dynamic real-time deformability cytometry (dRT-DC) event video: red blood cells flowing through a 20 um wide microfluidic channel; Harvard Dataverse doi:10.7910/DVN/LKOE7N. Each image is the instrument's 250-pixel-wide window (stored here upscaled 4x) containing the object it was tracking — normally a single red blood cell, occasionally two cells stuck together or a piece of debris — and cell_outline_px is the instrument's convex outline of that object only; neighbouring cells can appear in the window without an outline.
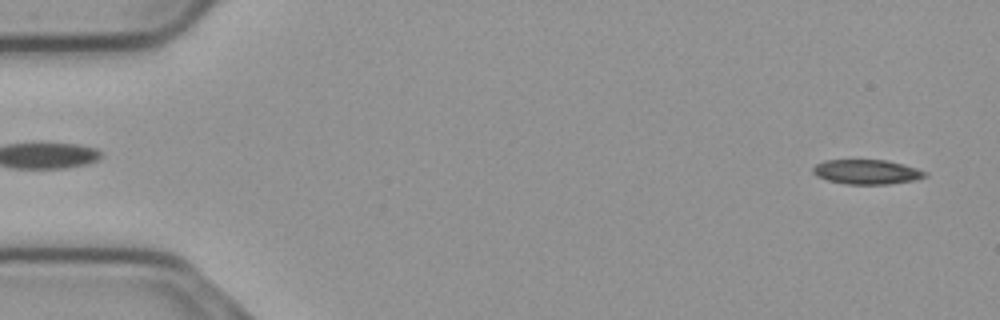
{"species": "common noctule bat (a hibernating species)", "species_latin": "Nyctalus noctula", "temperature_condition": "cold", "stored_images_in_passage": 52, "camera_frame_rate_fps": 3000, "um_per_image_px": 0.085, "animal": {"sex": "male", "body_mass_g": 23.1, "forearm_length_mm": 52.7}, "frame": {"image": 1, "passage_image": 2, "time_ms": 0.333, "image_size_px": [1000, 320], "cell_outline_px": [[928, 172], [924, 176], [912, 180], [888, 184], [844, 184], [828, 180], [812, 172], [812, 168], [816, 164], [824, 160], [884, 160], [916, 168]], "centroid_in_image_um": [73.63, 14.61], "position_along_channel_um": 11.4, "area_um2": 15.72}}
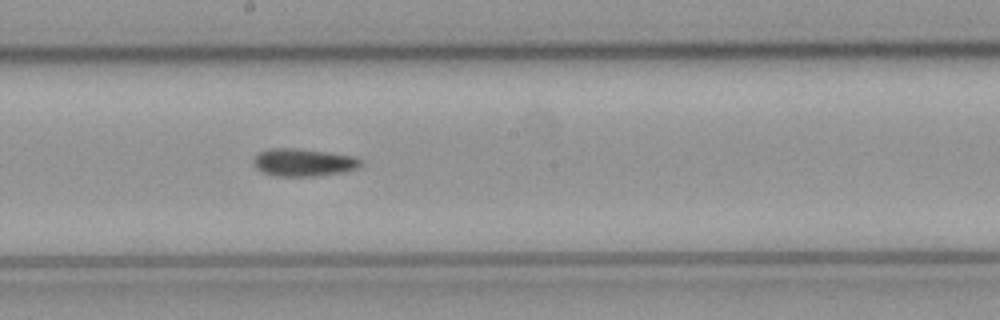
{"frame": {"image": 2, "passage_image": 29, "time_ms": 9.333, "image_size_px": [1000, 320], "cell_outline_px": [[364, 164], [360, 168], [344, 172], [316, 176], [276, 176], [264, 172], [256, 168], [256, 156], [260, 152], [272, 148], [296, 148], [352, 156], [360, 160]], "centroid_in_image_um": [25.86, 13.82], "position_along_channel_um": 222.3, "area_um2": 16.99}}
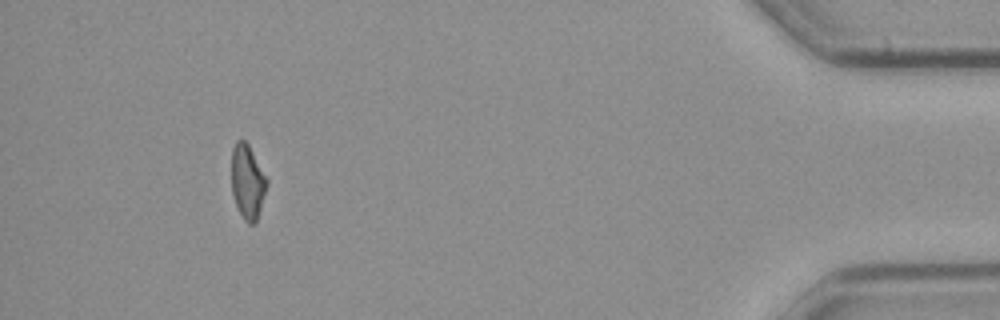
{"frame": {"image": 3, "passage_image": 50, "time_ms": 16.333, "image_size_px": [1000, 320], "cell_outline_px": [[268, 184], [256, 224], [248, 224], [244, 220], [236, 204], [232, 192], [232, 148], [236, 140], [244, 140], [248, 144], [268, 180]], "centroid_in_image_um": [21.05, 15.47], "position_along_channel_um": 414.2, "area_um2": 15.26}}